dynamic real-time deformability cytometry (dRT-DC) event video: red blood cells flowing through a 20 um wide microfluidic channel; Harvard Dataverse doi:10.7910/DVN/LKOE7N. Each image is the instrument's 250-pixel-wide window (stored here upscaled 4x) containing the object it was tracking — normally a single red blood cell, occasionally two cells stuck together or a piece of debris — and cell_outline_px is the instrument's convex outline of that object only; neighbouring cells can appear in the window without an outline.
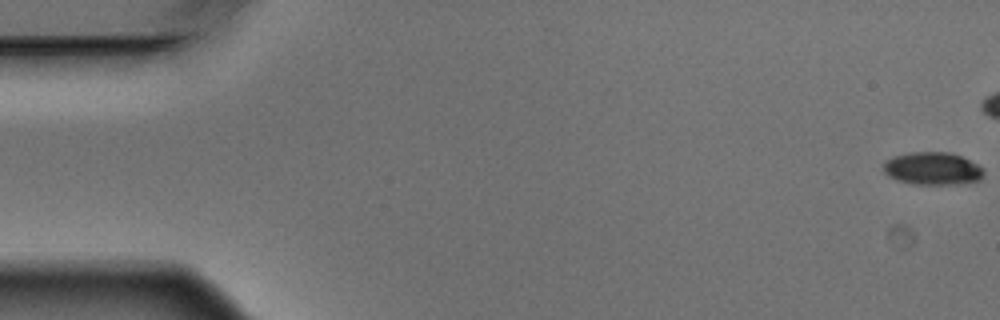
{"species": "Egyptian fruit bat (a non-hibernating species)", "species_latin": "Rousettus aegyptiacus", "temperature_condition": "warm", "stored_images_in_passage": 7, "camera_frame_rate_fps": 3000, "um_per_image_px": 0.085, "animal": {"sex": "male"}, "frame": {"image": 1, "passage_image": 1, "time_ms": 0.0, "image_size_px": [1000, 320], "cell_outline_px": [[984, 176], [980, 180], [956, 184], [916, 184], [896, 180], [888, 176], [884, 172], [884, 164], [892, 156], [912, 152], [952, 152], [984, 168]], "centroid_in_image_um": [79.28, 14.33], "position_along_channel_um": 5.7, "area_um2": 19.07}}
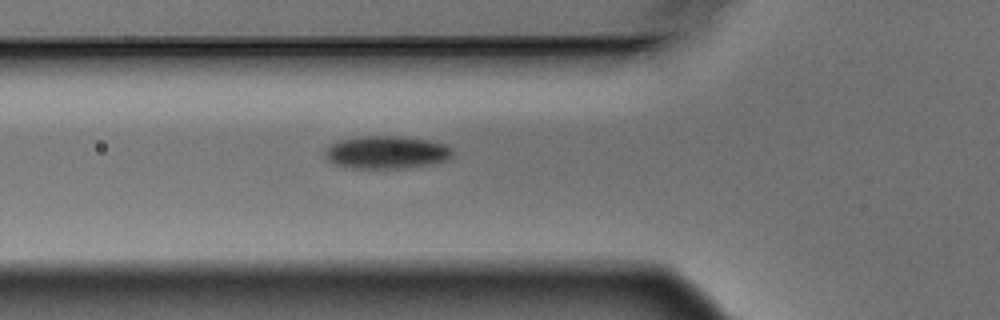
{"frame": {"image": 2, "passage_image": 7, "time_ms": 2.0, "image_size_px": [1000, 320], "cell_outline_px": [[452, 152], [448, 160], [428, 164], [404, 168], [344, 168], [332, 164], [324, 156], [324, 148], [328, 144], [340, 140], [360, 136], [400, 136], [428, 140], [444, 144], [452, 148]], "centroid_in_image_um": [32.76, 12.95], "position_along_channel_um": 93.0, "area_um2": 24.62}}